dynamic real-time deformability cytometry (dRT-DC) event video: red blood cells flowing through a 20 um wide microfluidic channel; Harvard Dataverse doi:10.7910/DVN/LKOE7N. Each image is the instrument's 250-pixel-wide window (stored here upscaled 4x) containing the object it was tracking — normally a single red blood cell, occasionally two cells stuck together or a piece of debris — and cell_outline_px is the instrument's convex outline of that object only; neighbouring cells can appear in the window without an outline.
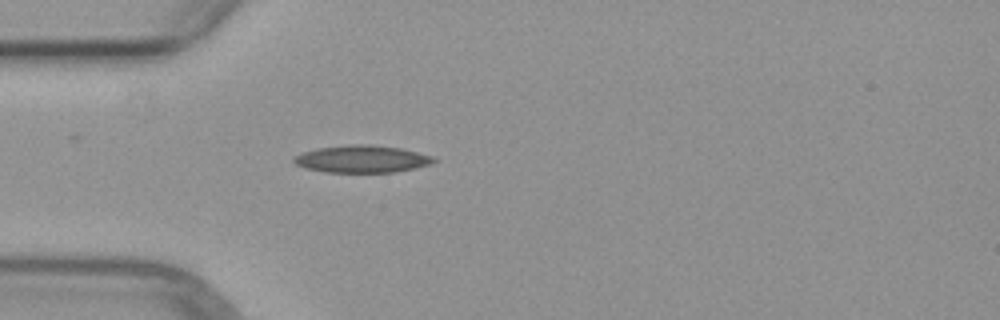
{"species": "common noctule bat (a hibernating species)", "species_latin": "Nyctalus noctula", "temperature_condition": "warm", "stored_images_in_passage": 2, "camera_frame_rate_fps": 3000, "um_per_image_px": 0.085, "animal": {"sex": "female", "body_mass_g": 29.2, "forearm_length_mm": 56.3}, "frame": {"image": 1, "passage_image": 2, "time_ms": 2.333, "image_size_px": [1000, 320], "cell_outline_px": [[436, 160], [432, 164], [396, 172], [324, 172], [304, 168], [296, 164], [292, 160], [296, 156], [304, 152], [316, 148], [348, 144], [372, 144], [400, 148], [432, 156]], "centroid_in_image_um": [30.75, 13.51], "position_along_channel_um": 54.2, "area_um2": 22.25}}